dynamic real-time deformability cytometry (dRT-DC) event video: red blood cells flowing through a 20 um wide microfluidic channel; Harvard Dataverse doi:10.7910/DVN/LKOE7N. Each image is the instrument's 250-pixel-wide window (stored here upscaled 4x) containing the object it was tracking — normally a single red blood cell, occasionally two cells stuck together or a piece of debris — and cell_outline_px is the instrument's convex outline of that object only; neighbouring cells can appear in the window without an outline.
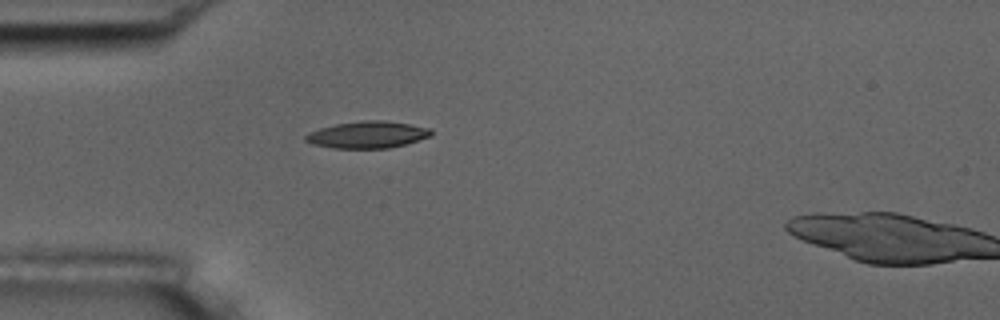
{"species": "common noctule bat (a hibernating species)", "species_latin": "Nyctalus noctula", "temperature_condition": "room temperature", "stored_images_in_passage": 2, "camera_frame_rate_fps": 3000, "um_per_image_px": 0.085, "animal": {"sex": "male", "body_mass_g": 17.5, "forearm_length_mm": 52.3}, "frame": {"image": 1, "passage_image": 1, "time_ms": 0.0, "image_size_px": [1000, 320], "cell_outline_px": [[432, 136], [404, 144], [388, 148], [332, 148], [312, 144], [304, 140], [304, 136], [308, 132], [320, 128], [336, 124], [364, 120], [384, 120], [432, 128]], "centroid_in_image_um": [31.22, 11.45], "position_along_channel_um": 53.8, "area_um2": 19.65}}